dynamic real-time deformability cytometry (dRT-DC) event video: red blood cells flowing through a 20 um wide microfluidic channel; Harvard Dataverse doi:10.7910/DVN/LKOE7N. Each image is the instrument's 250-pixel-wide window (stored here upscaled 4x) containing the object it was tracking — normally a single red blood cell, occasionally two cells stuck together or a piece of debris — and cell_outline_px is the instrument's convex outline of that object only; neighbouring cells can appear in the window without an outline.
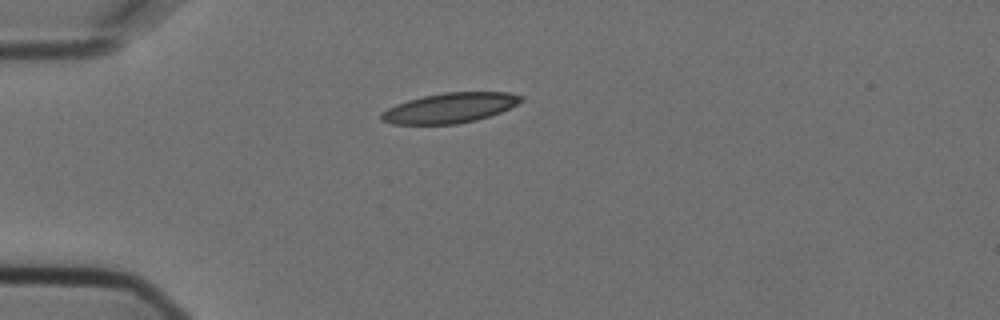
{"species": "Egyptian fruit bat (a non-hibernating species)", "species_latin": "Rousettus aegyptiacus", "temperature_condition": "cold", "stored_images_in_passage": 42, "camera_frame_rate_fps": 3000, "um_per_image_px": 0.085, "animal": {"sex": "female"}, "frame": {"image": 1, "passage_image": 1, "time_ms": 0.0, "image_size_px": [1000, 320], "cell_outline_px": [[524, 100], [500, 112], [476, 120], [456, 124], [392, 124], [380, 120], [380, 112], [396, 104], [408, 100], [424, 96], [444, 92], [508, 92], [524, 96]], "centroid_in_image_um": [38.22, 9.17], "position_along_channel_um": 46.8, "area_um2": 24.39}}
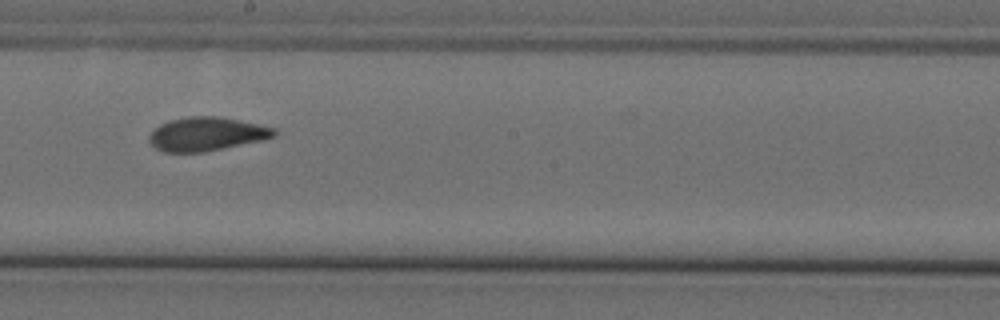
{"frame": {"image": 2, "passage_image": 18, "time_ms": 5.667, "image_size_px": [1000, 320], "cell_outline_px": [[276, 136], [260, 140], [204, 152], [164, 152], [156, 148], [148, 140], [148, 136], [160, 124], [168, 120], [188, 116], [220, 116], [276, 128]], "centroid_in_image_um": [17.53, 11.38], "position_along_channel_um": 230.7, "area_um2": 24.39}}
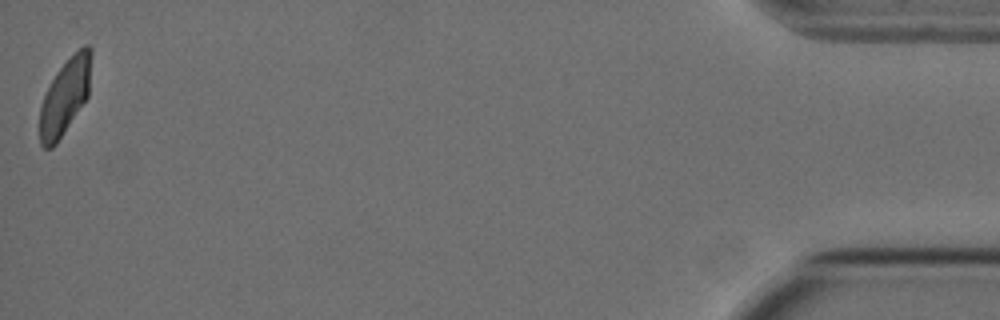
{"frame": {"image": 3, "passage_image": 42, "time_ms": 13.667, "image_size_px": [1000, 320], "cell_outline_px": [[92, 52], [88, 96], [56, 144], [52, 148], [44, 148], [40, 144], [40, 108], [44, 96], [56, 72], [84, 44], [88, 44], [92, 48]], "centroid_in_image_um": [5.53, 8.2], "position_along_channel_um": 429.7, "area_um2": 22.31}, "authors_computed_cell_mechanics": {"area_um2": 24.3627, "velocity_mm_per_s": 3.6087, "shape_relaxation_time_tau1_ms": null, "shape_relaxation_time_tau2_ms": 1.5107, "deformation_change_tau1": null, "deformation_change_tau2": 0.0689}}